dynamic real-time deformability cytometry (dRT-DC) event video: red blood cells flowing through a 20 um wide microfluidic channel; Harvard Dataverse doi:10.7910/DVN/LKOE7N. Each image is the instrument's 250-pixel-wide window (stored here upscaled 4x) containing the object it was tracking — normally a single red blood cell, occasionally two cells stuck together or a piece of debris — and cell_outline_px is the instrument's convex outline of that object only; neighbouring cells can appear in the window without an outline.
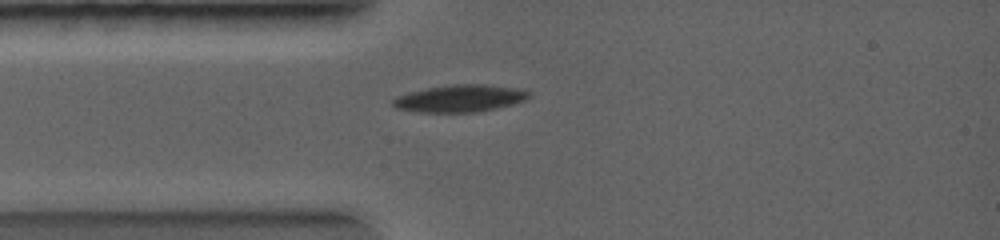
{"species": "common noctule bat (a hibernating species)", "species_latin": "Nyctalus noctula", "temperature_condition": "warm", "stored_images_in_passage": 3, "camera_frame_rate_fps": 5000, "um_per_image_px": 0.085, "animal": {"sex": "female", "body_mass_g": 19.0, "forearm_length_mm": 56.7}, "frame": {"image": 1, "passage_image": 3, "time_ms": 1.6, "image_size_px": [1000, 240], "cell_outline_px": [[532, 96], [524, 100], [512, 104], [496, 108], [476, 112], [420, 112], [396, 108], [392, 104], [392, 100], [396, 96], [408, 92], [424, 88], [452, 84], [484, 84], [520, 88], [528, 92]], "centroid_in_image_um": [39.08, 8.35], "position_along_channel_um": 45.9, "area_um2": 21.62}}